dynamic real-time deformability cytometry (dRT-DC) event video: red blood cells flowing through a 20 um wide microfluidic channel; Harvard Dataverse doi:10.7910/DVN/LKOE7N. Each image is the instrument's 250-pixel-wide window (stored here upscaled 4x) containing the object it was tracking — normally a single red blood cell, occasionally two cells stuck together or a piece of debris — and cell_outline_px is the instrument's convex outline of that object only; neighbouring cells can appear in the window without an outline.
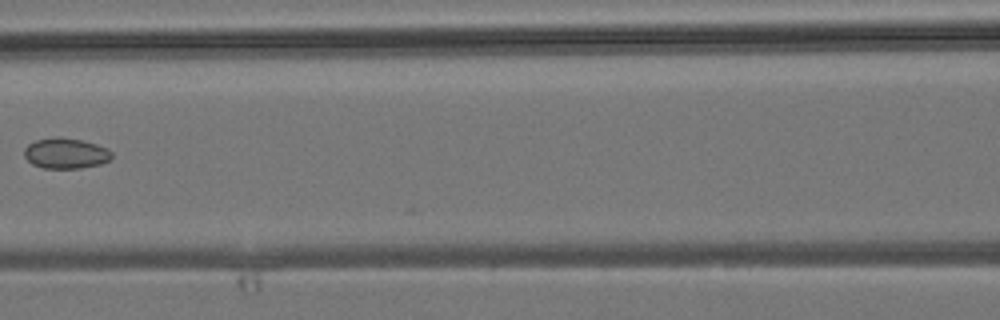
{"species": "common noctule bat (a hibernating species)", "species_latin": "Nyctalus noctula", "temperature_condition": "room temperature", "stored_images_in_passage": 4, "camera_frame_rate_fps": 3000, "um_per_image_px": 0.085, "animal": {"sex": "male", "body_mass_g": 19.2, "forearm_length_mm": 51.8}, "frame": {"image": 1, "passage_image": 4, "time_ms": 3.333, "image_size_px": [1000, 320], "cell_outline_px": [[112, 160], [100, 164], [80, 168], [44, 168], [32, 164], [24, 156], [24, 148], [28, 144], [36, 140], [56, 136], [60, 136], [80, 140], [96, 144], [108, 148], [112, 152]], "centroid_in_image_um": [5.6, 13.02], "position_along_channel_um": 161.0, "area_um2": 15.72}}